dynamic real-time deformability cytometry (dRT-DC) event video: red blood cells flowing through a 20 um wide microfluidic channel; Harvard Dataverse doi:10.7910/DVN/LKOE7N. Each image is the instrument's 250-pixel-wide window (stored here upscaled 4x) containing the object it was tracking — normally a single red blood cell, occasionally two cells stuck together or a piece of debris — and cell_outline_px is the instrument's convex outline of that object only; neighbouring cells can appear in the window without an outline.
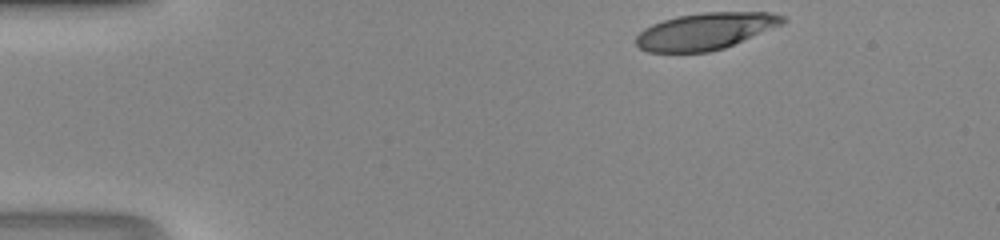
{"species": "human", "species_latin": "Homo sapiens", "temperature_condition": "room temperature", "stored_images_in_passage": 33, "camera_frame_rate_fps": 3000, "um_per_image_px": 0.085, "donor": {"sex": "male"}, "frame": {"image": 1, "passage_image": 1, "time_ms": 0.0, "image_size_px": [1000, 240], "cell_outline_px": [[788, 20], [784, 24], [724, 48], [708, 52], [648, 52], [640, 48], [636, 44], [636, 36], [644, 28], [652, 24], [676, 16], [704, 12], [772, 12], [784, 16]], "centroid_in_image_um": [59.99, 2.64], "position_along_channel_um": 25.0, "area_um2": 31.5}}
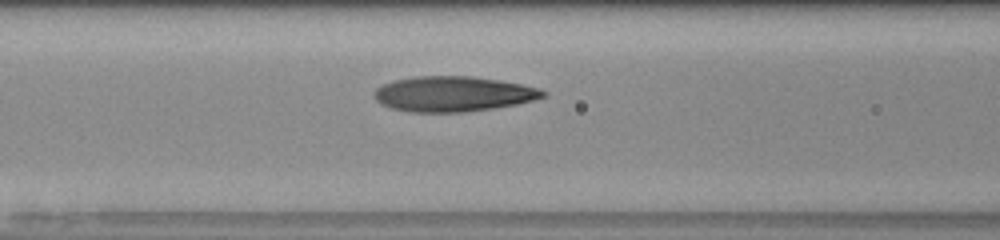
{"frame": {"image": 2, "passage_image": 14, "time_ms": 4.333, "image_size_px": [1000, 240], "cell_outline_px": [[548, 96], [516, 104], [492, 108], [464, 112], [408, 112], [392, 108], [380, 104], [372, 96], [372, 92], [376, 88], [392, 80], [416, 76], [472, 76], [500, 80], [540, 88], [548, 92]], "centroid_in_image_um": [38.49, 7.98], "position_along_channel_um": 128.1, "area_um2": 34.91}}
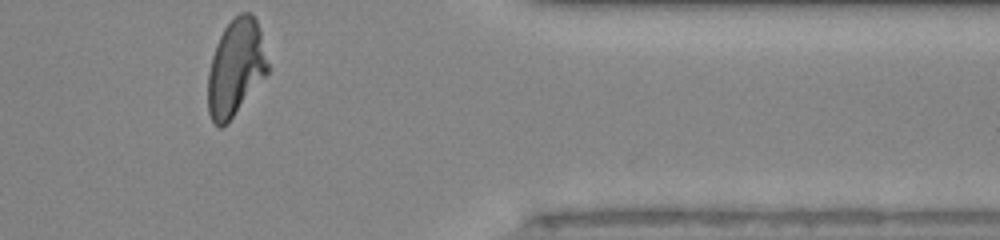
{"frame": {"image": 3, "passage_image": 33, "time_ms": 10.667, "image_size_px": [1000, 240], "cell_outline_px": [[268, 72], [228, 124], [220, 128], [212, 120], [208, 112], [208, 72], [212, 56], [216, 44], [224, 28], [240, 12], [252, 12], [260, 28], [268, 64]], "centroid_in_image_um": [20.03, 5.76], "position_along_channel_um": 391.4, "area_um2": 33.58}}